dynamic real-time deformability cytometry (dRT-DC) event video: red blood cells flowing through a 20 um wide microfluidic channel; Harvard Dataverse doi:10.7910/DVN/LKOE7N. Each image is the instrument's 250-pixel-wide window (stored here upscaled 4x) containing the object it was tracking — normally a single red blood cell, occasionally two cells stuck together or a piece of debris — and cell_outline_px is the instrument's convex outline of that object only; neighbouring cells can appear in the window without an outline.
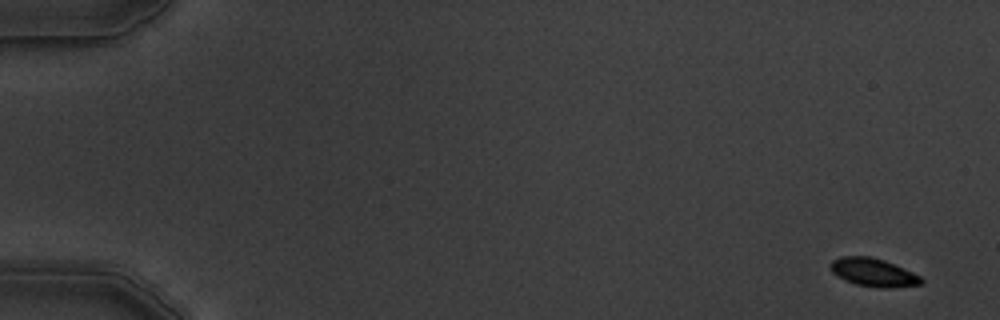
{"species": "common noctule bat (a hibernating species)", "species_latin": "Nyctalus noctula", "temperature_condition": "warm", "stored_images_in_passage": 6, "camera_frame_rate_fps": 3000, "um_per_image_px": 0.085, "animal": {"sex": "male", "body_mass_g": 19.5, "forearm_length_mm": 54.6}, "frame": {"image": 1, "passage_image": 1, "time_ms": 0.0, "image_size_px": [1000, 320], "cell_outline_px": [[924, 280], [920, 284], [884, 288], [880, 288], [856, 284], [844, 280], [832, 272], [828, 264], [832, 260], [840, 256], [872, 256], [884, 260], [912, 272], [920, 276]], "centroid_in_image_um": [74.18, 23.14], "position_along_channel_um": 10.8, "area_um2": 14.85}}
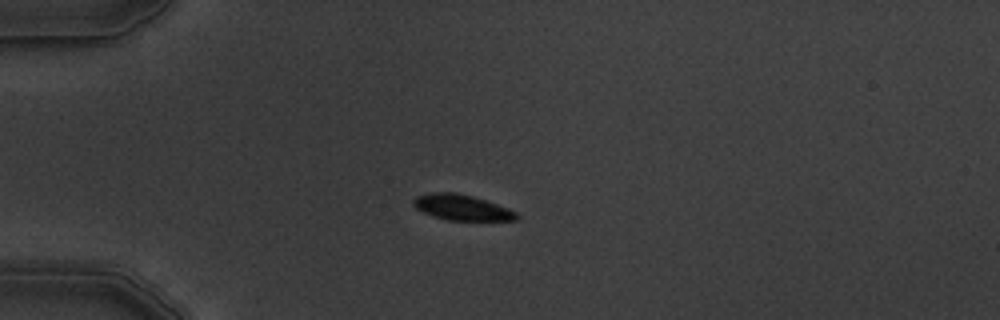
{"frame": {"image": 2, "passage_image": 4, "time_ms": 4.333, "image_size_px": [1000, 320], "cell_outline_px": [[520, 216], [516, 220], [444, 220], [432, 216], [416, 208], [412, 204], [412, 200], [416, 196], [432, 192], [456, 192], [472, 196], [508, 208], [516, 212]], "centroid_in_image_um": [39.22, 17.63], "position_along_channel_um": 45.8, "area_um2": 15.37}}